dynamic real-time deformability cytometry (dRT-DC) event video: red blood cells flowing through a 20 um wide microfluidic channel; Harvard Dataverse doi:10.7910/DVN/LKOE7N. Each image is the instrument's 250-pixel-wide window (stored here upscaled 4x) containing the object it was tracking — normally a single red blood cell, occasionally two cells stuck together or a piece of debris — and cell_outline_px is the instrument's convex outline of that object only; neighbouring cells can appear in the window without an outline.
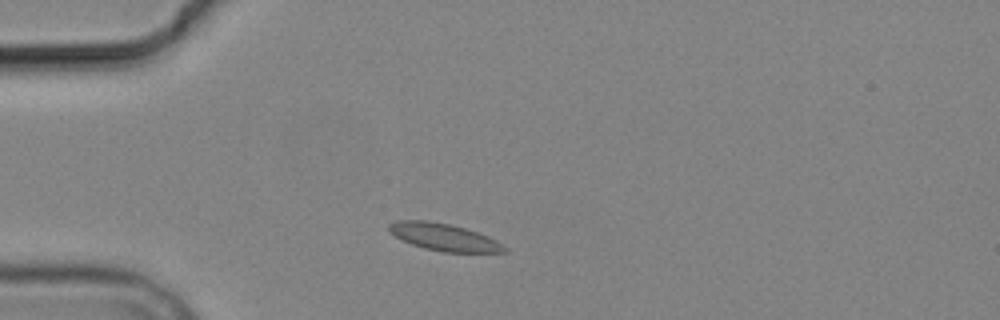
{"species": "common noctule bat (a hibernating species)", "species_latin": "Nyctalus noctula", "temperature_condition": "cold", "stored_images_in_passage": 5, "camera_frame_rate_fps": 3000, "um_per_image_px": 0.085, "animal": {"sex": "male", "body_mass_g": 19.2, "forearm_length_mm": 51.8}, "frame": {"image": 1, "passage_image": 1, "time_ms": 0.0, "image_size_px": [1000, 320], "cell_outline_px": [[508, 252], [444, 252], [424, 248], [412, 244], [388, 232], [388, 224], [396, 220], [428, 220], [448, 224], [464, 228], [488, 236], [496, 240], [508, 248]], "centroid_in_image_um": [37.73, 20.15], "position_along_channel_um": 47.3, "area_um2": 18.21}}
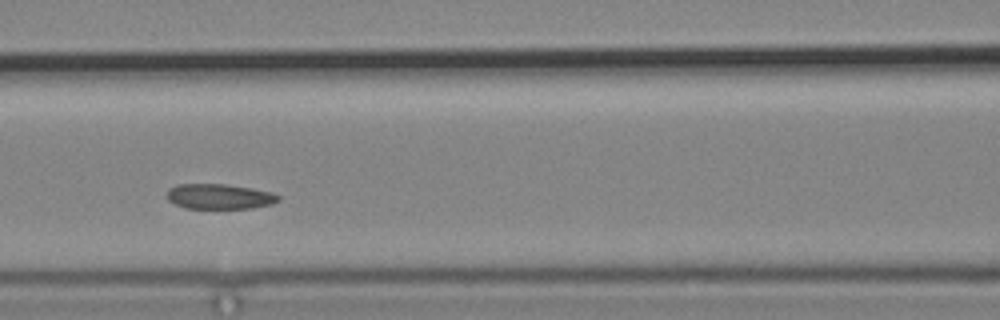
{"frame": {"image": 2, "passage_image": 4, "time_ms": 3.333, "image_size_px": [1000, 320], "cell_outline_px": [[280, 200], [272, 204], [252, 208], [184, 208], [168, 200], [168, 188], [176, 184], [224, 184], [252, 188], [272, 192], [280, 196]], "centroid_in_image_um": [18.66, 16.7], "position_along_channel_um": 147.9, "area_um2": 16.36}}
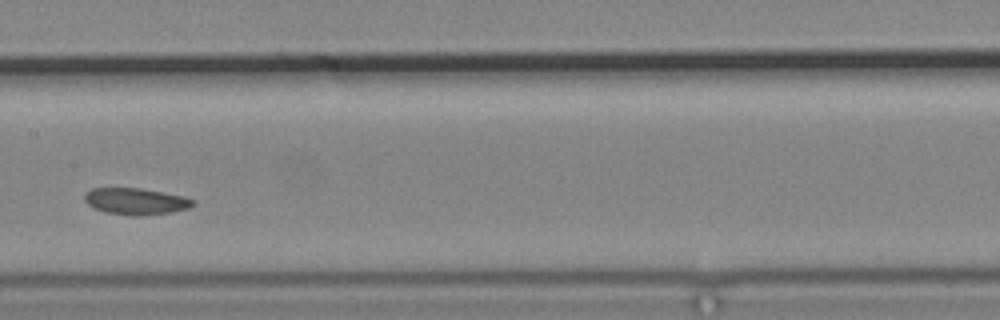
{"frame": {"image": 3, "passage_image": 5, "time_ms": 4.667, "image_size_px": [1000, 320], "cell_outline_px": [[196, 204], [188, 208], [172, 212], [136, 216], [132, 216], [104, 212], [88, 204], [84, 200], [84, 192], [92, 188], [140, 188], [184, 196], [196, 200]], "centroid_in_image_um": [11.55, 17.11], "position_along_channel_um": 195.8, "area_um2": 16.88}}